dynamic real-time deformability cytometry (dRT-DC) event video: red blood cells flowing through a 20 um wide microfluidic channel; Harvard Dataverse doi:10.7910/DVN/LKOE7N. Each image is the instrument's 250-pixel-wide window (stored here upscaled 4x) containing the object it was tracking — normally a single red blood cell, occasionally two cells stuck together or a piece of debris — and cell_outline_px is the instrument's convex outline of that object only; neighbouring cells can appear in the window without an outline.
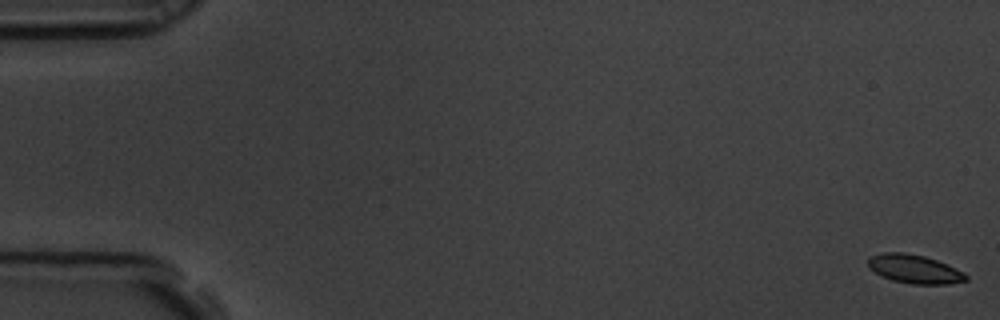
{"species": "common noctule bat (a hibernating species)", "species_latin": "Nyctalus noctula", "temperature_condition": "room temperature", "stored_images_in_passage": 60, "camera_frame_rate_fps": 3000, "um_per_image_px": 0.085, "animal": {"sex": "male", "body_mass_g": 19.5, "forearm_length_mm": 54.6}, "frame": {"image": 1, "passage_image": 1, "time_ms": 0.0, "image_size_px": [1000, 320], "cell_outline_px": [[968, 280], [948, 284], [912, 284], [892, 280], [880, 276], [868, 268], [868, 256], [884, 252], [904, 252], [924, 256], [948, 264], [964, 272], [968, 276]], "centroid_in_image_um": [77.71, 22.86], "position_along_channel_um": 7.3, "area_um2": 16.59}}
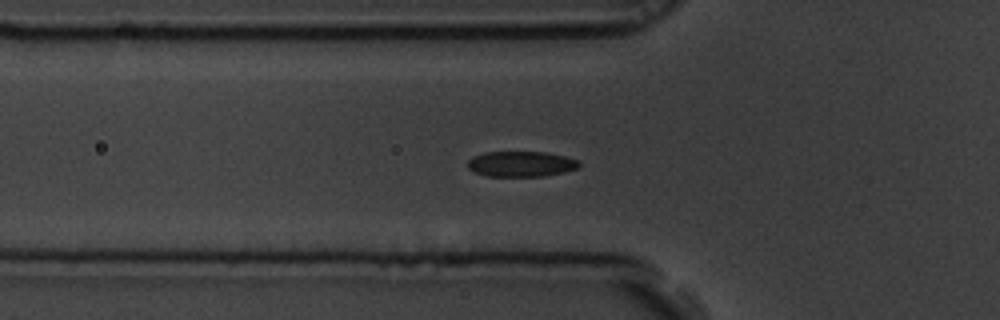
{"frame": {"image": 2, "passage_image": 21, "time_ms": 6.667, "image_size_px": [1000, 320], "cell_outline_px": [[580, 168], [564, 172], [544, 176], [484, 176], [468, 168], [468, 160], [472, 156], [484, 152], [548, 152], [580, 160]], "centroid_in_image_um": [44.31, 13.93], "position_along_channel_um": 81.5, "area_um2": 16.7}}
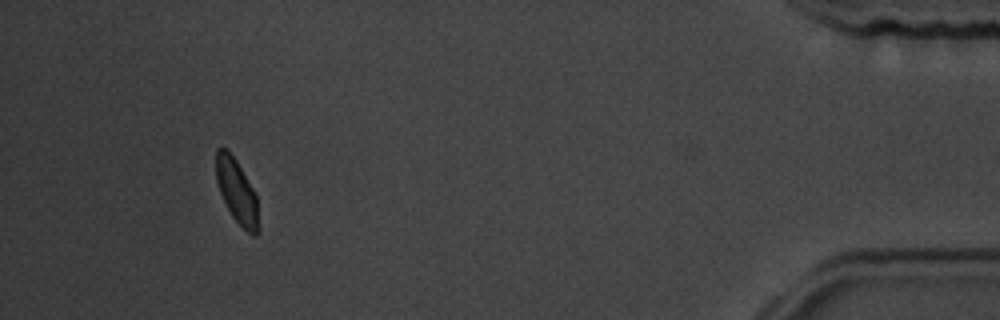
{"frame": {"image": 3, "passage_image": 56, "time_ms": 18.333, "image_size_px": [1000, 320], "cell_outline_px": [[260, 232], [256, 236], [252, 236], [232, 216], [220, 192], [216, 180], [216, 148], [224, 148], [236, 160], [256, 192], [260, 224]], "centroid_in_image_um": [20.18, 16.32], "position_along_channel_um": 415.0, "area_um2": 15.95}, "authors_computed_cell_mechanics": {"area_um2": 16.7042, "velocity_mm_per_s": 3.4304, "shape_relaxation_time_tau1_ms": 2.1501, "shape_relaxation_time_tau2_ms": 1.0451, "deformation_change_tau1": 0.0871, "deformation_change_tau2": 0.0458}}